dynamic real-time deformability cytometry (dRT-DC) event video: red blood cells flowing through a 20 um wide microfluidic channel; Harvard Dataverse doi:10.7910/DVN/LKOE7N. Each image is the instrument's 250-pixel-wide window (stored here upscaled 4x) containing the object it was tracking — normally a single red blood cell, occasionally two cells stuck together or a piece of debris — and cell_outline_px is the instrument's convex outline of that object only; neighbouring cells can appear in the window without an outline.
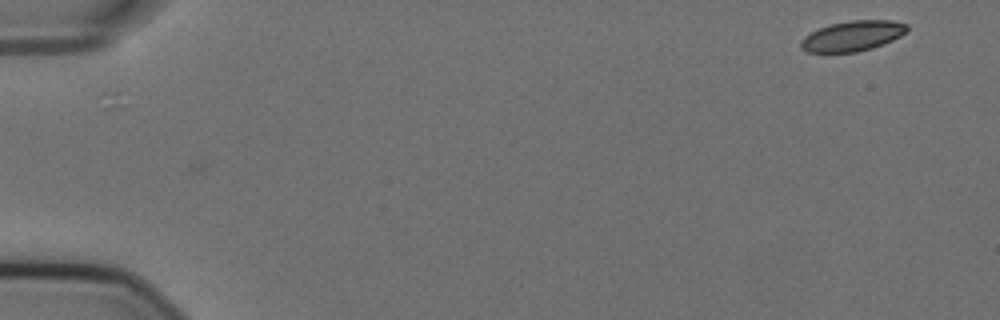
{"species": "Egyptian fruit bat (a non-hibernating species)", "species_latin": "Rousettus aegyptiacus", "temperature_condition": "cold", "stored_images_in_passage": 2, "camera_frame_rate_fps": 3000, "um_per_image_px": 0.085, "animal": {"sex": "female"}, "frame": {"image": 1, "passage_image": 1, "time_ms": 0.0, "image_size_px": [1000, 320], "cell_outline_px": [[908, 28], [900, 36], [892, 40], [872, 48], [856, 52], [808, 52], [800, 48], [800, 40], [804, 36], [820, 28], [832, 24], [852, 20], [892, 20], [908, 24]], "centroid_in_image_um": [72.46, 3.06], "position_along_channel_um": 12.5, "area_um2": 18.55}}